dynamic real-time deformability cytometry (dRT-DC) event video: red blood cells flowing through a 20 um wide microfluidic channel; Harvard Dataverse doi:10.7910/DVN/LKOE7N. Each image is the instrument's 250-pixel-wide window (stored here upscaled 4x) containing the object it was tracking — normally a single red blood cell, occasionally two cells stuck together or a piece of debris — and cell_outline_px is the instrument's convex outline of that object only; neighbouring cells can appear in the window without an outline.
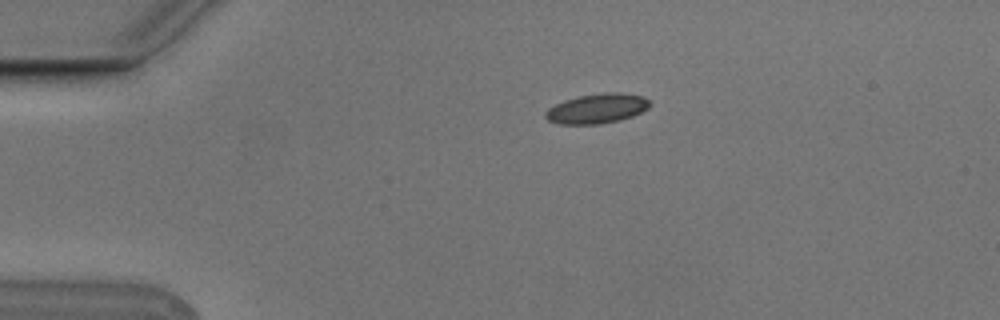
{"species": "Egyptian fruit bat (a non-hibernating species)", "species_latin": "Rousettus aegyptiacus", "temperature_condition": "cold", "stored_images_in_passage": 7, "camera_frame_rate_fps": 3000, "um_per_image_px": 0.085, "animal": {"sex": "male"}, "frame": {"image": 1, "passage_image": 1, "time_ms": 0.0, "image_size_px": [1000, 320], "cell_outline_px": [[652, 104], [648, 108], [632, 116], [620, 120], [600, 124], [560, 124], [548, 120], [544, 116], [544, 112], [548, 108], [564, 100], [580, 96], [604, 92], [620, 92], [644, 96], [652, 100]], "centroid_in_image_um": [50.78, 9.22], "position_along_channel_um": 34.2, "area_um2": 18.26}}
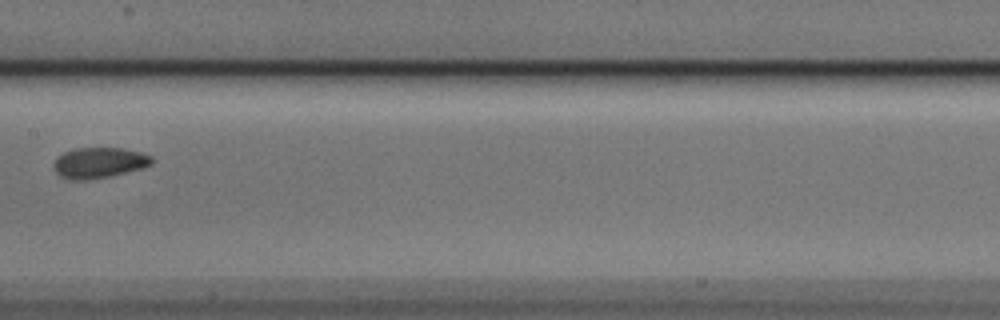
{"frame": {"image": 2, "passage_image": 6, "time_ms": 1.667, "image_size_px": [1000, 320], "cell_outline_px": [[152, 164], [144, 168], [112, 176], [88, 180], [72, 180], [60, 176], [52, 168], [52, 164], [56, 156], [72, 148], [120, 148], [140, 152], [152, 156]], "centroid_in_image_um": [8.39, 13.84], "position_along_channel_um": 199.0, "area_um2": 17.86}}
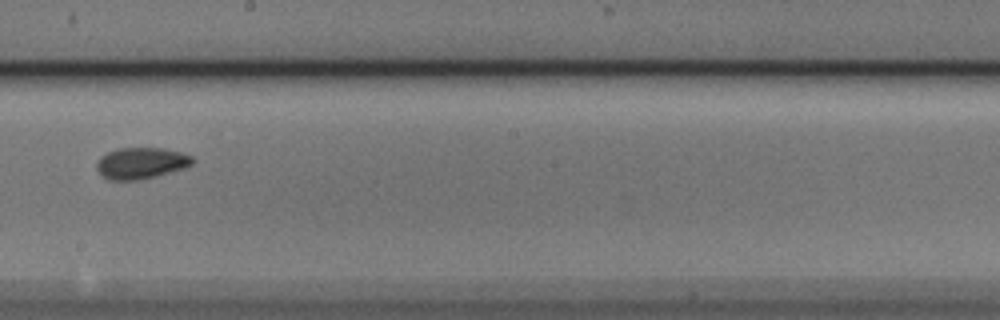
{"frame": {"image": 3, "passage_image": 7, "time_ms": 2.0, "image_size_px": [1000, 320], "cell_outline_px": [[196, 160], [192, 164], [184, 168], [156, 176], [140, 180], [108, 180], [96, 168], [96, 164], [100, 156], [116, 148], [160, 148], [180, 152], [192, 156]], "centroid_in_image_um": [11.99, 13.86], "position_along_channel_um": 236.2, "area_um2": 17.51}}